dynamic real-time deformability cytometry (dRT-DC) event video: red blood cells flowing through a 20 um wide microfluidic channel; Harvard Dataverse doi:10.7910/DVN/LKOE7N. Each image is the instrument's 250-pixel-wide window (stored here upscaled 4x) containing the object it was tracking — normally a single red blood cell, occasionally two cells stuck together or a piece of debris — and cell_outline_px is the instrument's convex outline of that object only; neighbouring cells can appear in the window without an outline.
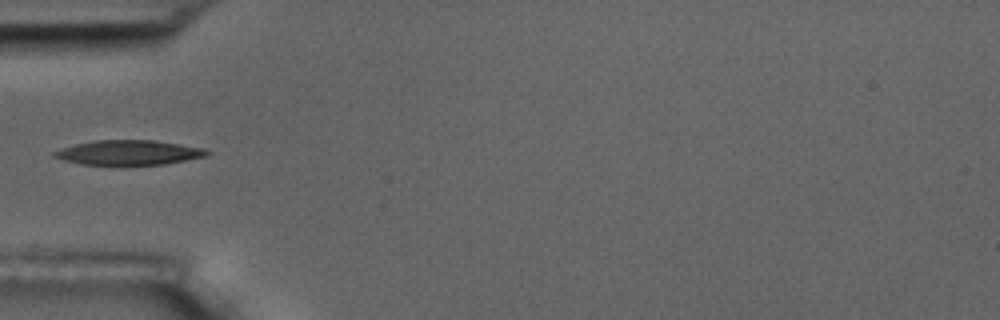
{"species": "common noctule bat (a hibernating species)", "species_latin": "Nyctalus noctula", "temperature_condition": "room temperature", "stored_images_in_passage": 6, "camera_frame_rate_fps": 3000, "um_per_image_px": 0.085, "animal": {"sex": "male", "body_mass_g": 17.5, "forearm_length_mm": 52.3}, "frame": {"image": 1, "passage_image": 6, "time_ms": 5.667, "image_size_px": [1000, 320], "cell_outline_px": [[212, 152], [208, 156], [164, 164], [80, 164], [64, 160], [52, 156], [52, 152], [76, 144], [96, 140], [156, 140], [204, 148]], "centroid_in_image_um": [11.0, 12.96], "position_along_channel_um": 74.0, "area_um2": 21.79}}